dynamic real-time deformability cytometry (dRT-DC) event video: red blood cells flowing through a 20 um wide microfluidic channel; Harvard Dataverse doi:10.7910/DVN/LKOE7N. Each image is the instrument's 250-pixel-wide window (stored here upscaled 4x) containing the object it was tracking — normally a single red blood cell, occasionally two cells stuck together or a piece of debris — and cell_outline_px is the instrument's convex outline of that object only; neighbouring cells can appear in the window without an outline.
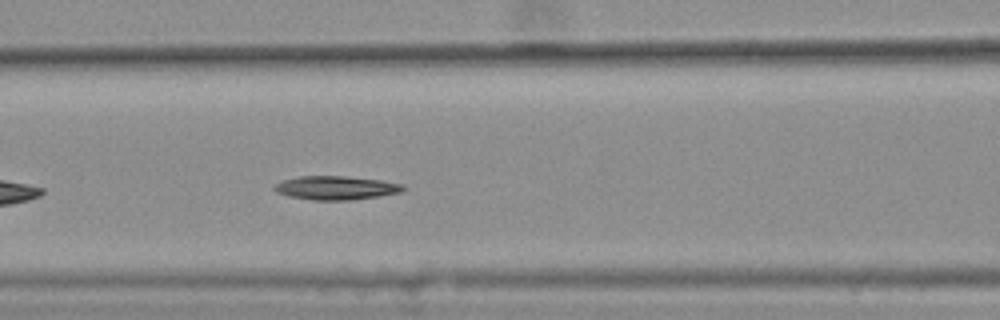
{"species": "common noctule bat (a hibernating species)", "species_latin": "Nyctalus noctula", "temperature_condition": "warm", "stored_images_in_passage": 29, "camera_frame_rate_fps": 3000, "um_per_image_px": 0.085, "animal": {"sex": "female", "body_mass_g": 25.1}, "frame": {"image": 1, "passage_image": 9, "time_ms": 2.667, "image_size_px": [1000, 320], "cell_outline_px": [[408, 188], [400, 192], [380, 196], [352, 200], [316, 200], [288, 196], [276, 192], [272, 188], [276, 184], [284, 180], [300, 176], [344, 176], [380, 180], [404, 184]], "centroid_in_image_um": [28.59, 15.97], "position_along_channel_um": 138.0, "area_um2": 17.8}}